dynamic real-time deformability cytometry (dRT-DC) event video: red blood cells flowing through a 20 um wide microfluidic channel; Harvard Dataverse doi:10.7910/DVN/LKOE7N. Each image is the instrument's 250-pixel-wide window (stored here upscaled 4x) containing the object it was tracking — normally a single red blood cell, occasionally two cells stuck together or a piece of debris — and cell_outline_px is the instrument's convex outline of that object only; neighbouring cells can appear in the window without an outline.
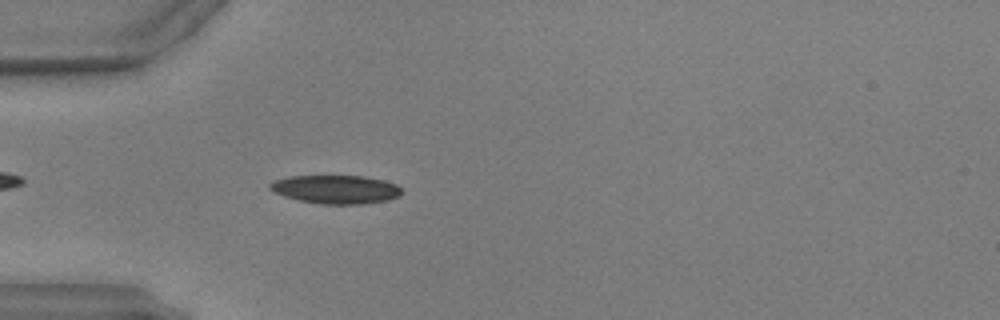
{"species": "common noctule bat (a hibernating species)", "species_latin": "Nyctalus noctula", "temperature_condition": "warm", "stored_images_in_passage": 42, "camera_frame_rate_fps": 3000, "um_per_image_px": 0.085, "animal": {"sex": "male", "body_mass_g": 17.9, "forearm_length_mm": 54.2}, "frame": {"image": 1, "passage_image": 6, "time_ms": 1.667, "image_size_px": [1000, 320], "cell_outline_px": [[400, 196], [388, 200], [360, 204], [320, 204], [300, 200], [284, 196], [268, 188], [268, 184], [272, 180], [288, 176], [364, 176], [384, 180], [396, 184], [400, 188]], "centroid_in_image_um": [28.52, 16.09], "position_along_channel_um": 56.5, "area_um2": 21.91}}
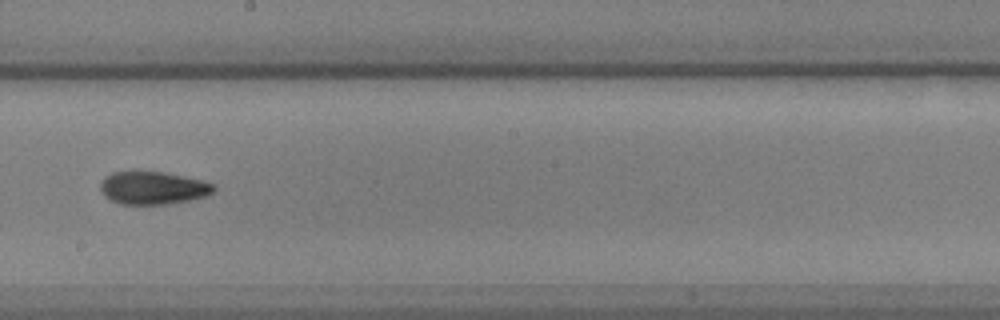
{"frame": {"image": 2, "passage_image": 20, "time_ms": 6.333, "image_size_px": [1000, 320], "cell_outline_px": [[216, 192], [208, 196], [168, 204], [120, 204], [104, 196], [100, 188], [100, 184], [104, 176], [112, 172], [160, 172], [184, 176], [204, 180], [216, 184]], "centroid_in_image_um": [13.05, 15.98], "position_along_channel_um": 235.1, "area_um2": 21.85}}
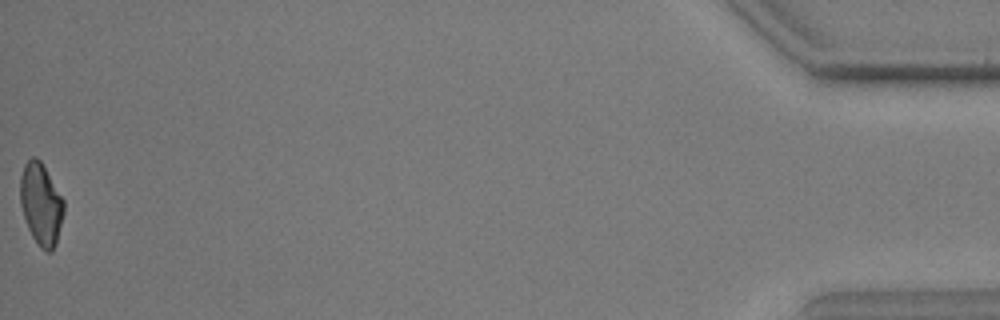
{"frame": {"image": 3, "passage_image": 42, "time_ms": 13.667, "image_size_px": [1000, 320], "cell_outline_px": [[64, 212], [56, 244], [52, 252], [48, 252], [40, 248], [32, 236], [28, 228], [20, 204], [20, 176], [24, 164], [32, 156], [36, 156], [40, 160], [64, 200]], "centroid_in_image_um": [3.48, 17.35], "position_along_channel_um": 431.7, "area_um2": 20.81}, "authors_computed_cell_mechanics": {"area_um2": 21.4149, "velocity_mm_per_s": 3.9526, "shape_relaxation_time_tau1_ms": 7.5526, "shape_relaxation_time_tau2_ms": 3.2148, "deformation_change_tau1": 0.1961, "deformation_change_tau2": 0.1005}}